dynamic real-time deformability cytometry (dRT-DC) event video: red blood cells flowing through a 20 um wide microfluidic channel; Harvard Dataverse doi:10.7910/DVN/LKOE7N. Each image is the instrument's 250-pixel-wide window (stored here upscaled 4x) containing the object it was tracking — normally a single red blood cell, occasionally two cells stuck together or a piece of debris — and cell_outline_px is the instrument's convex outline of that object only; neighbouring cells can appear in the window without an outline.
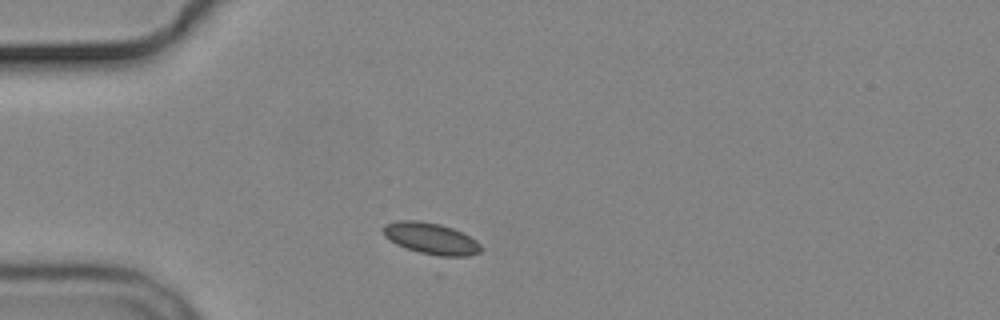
{"species": "common noctule bat (a hibernating species)", "species_latin": "Nyctalus noctula", "temperature_condition": "cold", "stored_images_in_passage": 9, "camera_frame_rate_fps": 3000, "um_per_image_px": 0.085, "animal": {"sex": "male", "body_mass_g": 19.2, "forearm_length_mm": 51.8}, "frame": {"image": 1, "passage_image": 2, "time_ms": 1.333, "image_size_px": [1000, 320], "cell_outline_px": [[484, 248], [480, 252], [468, 256], [440, 256], [420, 252], [396, 244], [384, 236], [380, 228], [384, 224], [396, 220], [420, 220], [440, 224], [452, 228], [476, 240]], "centroid_in_image_um": [36.6, 20.25], "position_along_channel_um": 48.4, "area_um2": 17.98}}
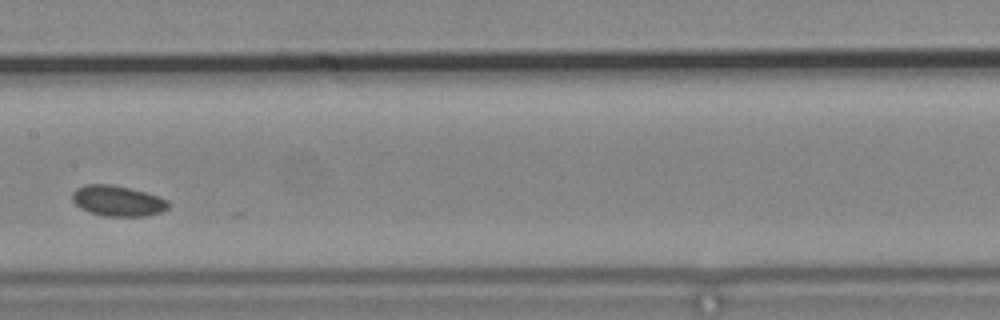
{"frame": {"image": 2, "passage_image": 6, "time_ms": 6.0, "image_size_px": [1000, 320], "cell_outline_px": [[168, 208], [160, 212], [148, 216], [104, 216], [88, 212], [80, 208], [72, 200], [72, 192], [76, 188], [84, 184], [112, 184], [144, 192], [168, 200]], "centroid_in_image_um": [9.96, 17.07], "position_along_channel_um": 197.4, "area_um2": 17.11}}
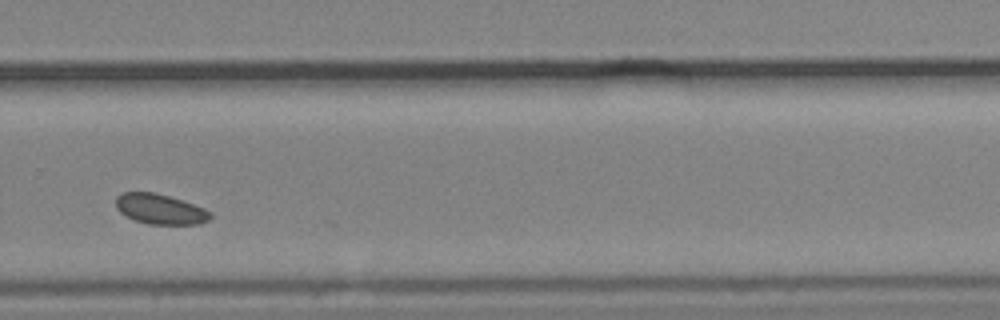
{"frame": {"image": 3, "passage_image": 9, "time_ms": 9.333, "image_size_px": [1000, 320], "cell_outline_px": [[212, 216], [208, 220], [196, 224], [148, 224], [136, 220], [120, 212], [116, 208], [116, 196], [120, 192], [156, 192], [184, 200], [204, 208], [212, 212]], "centroid_in_image_um": [13.62, 17.75], "position_along_channel_um": 316.2, "area_um2": 16.7}}